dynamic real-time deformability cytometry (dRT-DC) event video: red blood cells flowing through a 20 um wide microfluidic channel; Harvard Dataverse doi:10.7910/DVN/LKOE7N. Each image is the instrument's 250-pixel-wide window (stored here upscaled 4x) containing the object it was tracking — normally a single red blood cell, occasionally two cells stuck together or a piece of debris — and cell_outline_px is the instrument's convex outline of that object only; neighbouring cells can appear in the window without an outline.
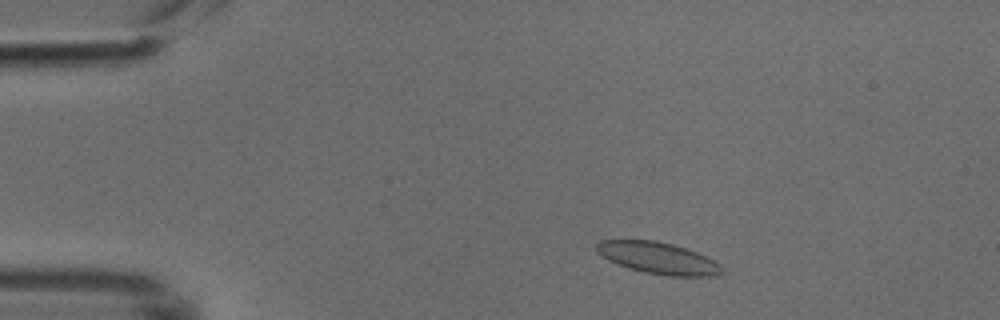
{"species": "common noctule bat (a hibernating species)", "species_latin": "Nyctalus noctula", "temperature_condition": "cold", "stored_images_in_passage": 47, "camera_frame_rate_fps": 3000, "um_per_image_px": 0.085, "animal": {"sex": "male", "body_mass_g": 18.8}, "frame": {"image": 1, "passage_image": 6, "time_ms": 1.667, "image_size_px": [1000, 320], "cell_outline_px": [[724, 272], [716, 276], [672, 276], [644, 272], [628, 268], [616, 264], [608, 260], [596, 252], [596, 244], [600, 240], [656, 240], [672, 244], [696, 252], [720, 264], [724, 268]], "centroid_in_image_um": [55.92, 21.94], "position_along_channel_um": 29.1, "area_um2": 23.12}}
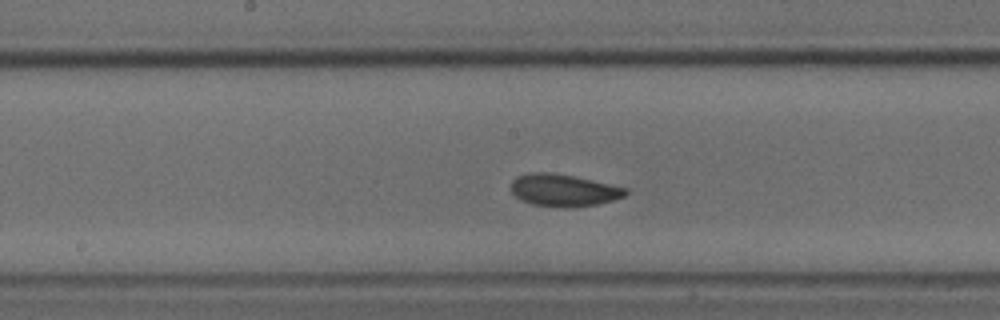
{"frame": {"image": 2, "passage_image": 23, "time_ms": 7.333, "image_size_px": [1000, 320], "cell_outline_px": [[628, 192], [624, 196], [612, 200], [596, 204], [564, 208], [532, 204], [520, 200], [512, 192], [512, 180], [516, 176], [532, 172], [548, 172], [572, 176], [628, 188]], "centroid_in_image_um": [47.88, 16.17], "position_along_channel_um": 200.3, "area_um2": 21.27}}
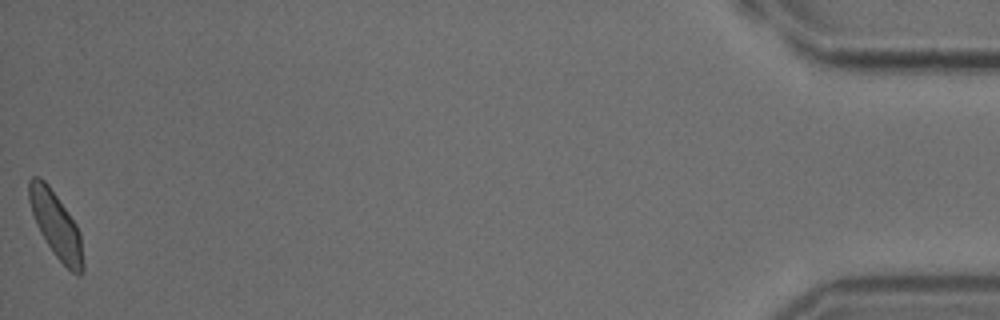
{"frame": {"image": 3, "passage_image": 47, "time_ms": 15.333, "image_size_px": [1000, 320], "cell_outline_px": [[84, 272], [80, 276], [76, 276], [52, 252], [40, 232], [36, 224], [28, 200], [28, 180], [32, 176], [40, 176], [48, 184], [68, 212], [76, 224], [80, 232], [84, 264]], "centroid_in_image_um": [4.76, 19.13], "position_along_channel_um": 430.4, "area_um2": 20.81}}